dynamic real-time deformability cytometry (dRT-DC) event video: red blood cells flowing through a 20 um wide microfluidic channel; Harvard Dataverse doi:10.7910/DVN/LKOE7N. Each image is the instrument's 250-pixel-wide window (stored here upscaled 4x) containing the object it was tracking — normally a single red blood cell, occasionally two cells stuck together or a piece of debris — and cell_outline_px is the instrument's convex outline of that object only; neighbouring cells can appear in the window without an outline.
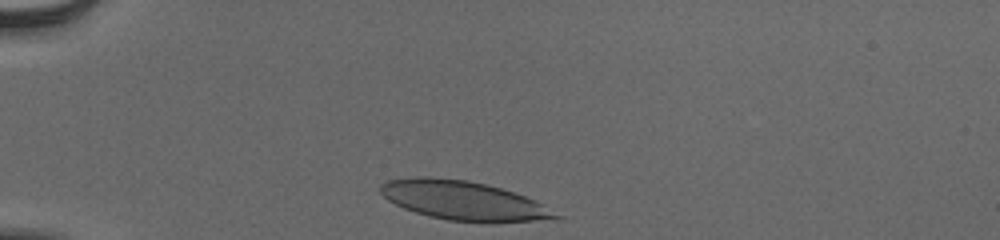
{"species": "human", "species_latin": "Homo sapiens", "temperature_condition": "cold", "stored_images_in_passage": 32, "camera_frame_rate_fps": 3000, "um_per_image_px": 0.085, "donor": {"sex": "male"}, "frame": {"image": 1, "passage_image": 1, "time_ms": 0.0, "image_size_px": [1000, 240], "cell_outline_px": [[560, 220], [488, 224], [448, 220], [428, 216], [404, 208], [388, 200], [380, 192], [380, 184], [388, 180], [416, 176], [428, 176], [468, 180], [500, 188], [524, 196], [540, 204], [560, 216]], "centroid_in_image_um": [39.4, 17.08], "position_along_channel_um": 45.6, "area_um2": 40.29}}
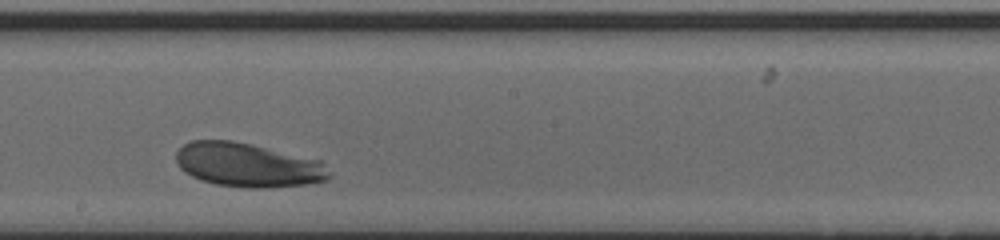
{"frame": {"image": 2, "passage_image": 19, "time_ms": 6.0, "image_size_px": [1000, 240], "cell_outline_px": [[332, 176], [328, 180], [308, 184], [268, 188], [248, 188], [216, 184], [200, 180], [184, 172], [180, 168], [176, 160], [176, 152], [184, 144], [192, 140], [232, 140], [252, 144], [320, 160], [332, 172]], "centroid_in_image_um": [21.09, 14.03], "position_along_channel_um": 227.1, "area_um2": 39.59}}
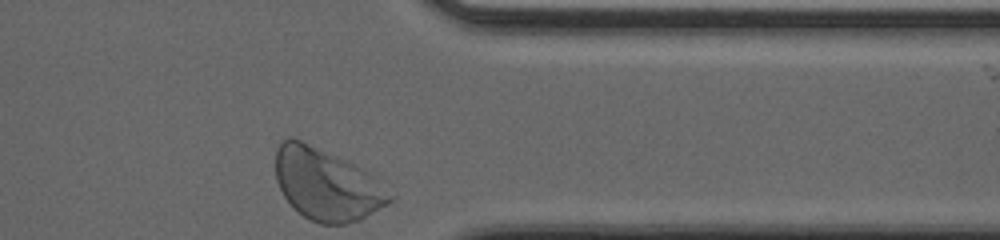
{"frame": {"image": 3, "passage_image": 32, "time_ms": 10.333, "image_size_px": [1000, 240], "cell_outline_px": [[396, 196], [392, 200], [360, 220], [348, 224], [320, 224], [304, 216], [284, 196], [276, 180], [276, 148], [284, 140], [300, 140], [356, 164], [364, 168]], "centroid_in_image_um": [27.81, 15.69], "position_along_channel_um": 383.6, "area_um2": 47.22}, "authors_computed_cell_mechanics": {"area_um2": 39.7664, "velocity_mm_per_s": 3.6942, "shape_relaxation_time_tau1_ms": 1.0446, "shape_relaxation_time_tau2_ms": null, "deformation_change_tau1": 0.0901, "deformation_change_tau2": null}}